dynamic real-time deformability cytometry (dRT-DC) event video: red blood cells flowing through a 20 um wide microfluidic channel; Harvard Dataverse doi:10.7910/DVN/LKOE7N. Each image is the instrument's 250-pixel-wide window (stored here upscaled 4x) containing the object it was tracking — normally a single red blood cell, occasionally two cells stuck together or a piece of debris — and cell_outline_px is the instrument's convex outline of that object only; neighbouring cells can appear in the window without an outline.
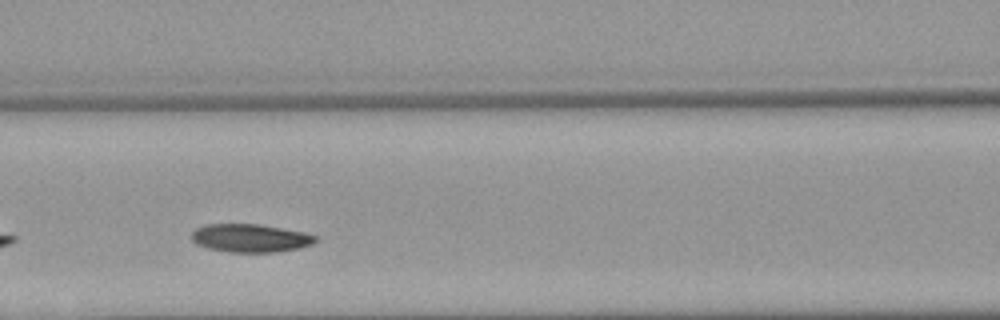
{"species": "Egyptian fruit bat (a non-hibernating species)", "species_latin": "Rousettus aegyptiacus", "temperature_condition": "warm", "stored_images_in_passage": 6, "camera_frame_rate_fps": 3000, "um_per_image_px": 0.085, "animal": {"sex": "female"}, "frame": {"image": 1, "passage_image": 4, "time_ms": 3.667, "image_size_px": [1000, 320], "cell_outline_px": [[316, 240], [312, 244], [300, 248], [276, 252], [228, 252], [208, 248], [196, 244], [192, 240], [192, 232], [196, 228], [204, 224], [260, 224], [304, 232], [316, 236]], "centroid_in_image_um": [21.26, 20.23], "position_along_channel_um": 145.3, "area_um2": 20.4}}
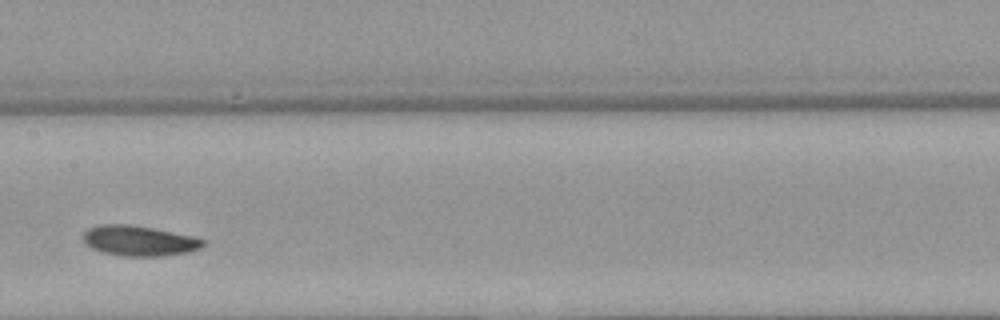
{"frame": {"image": 2, "passage_image": 5, "time_ms": 5.0, "image_size_px": [1000, 320], "cell_outline_px": [[204, 244], [200, 248], [188, 252], [160, 256], [120, 256], [104, 252], [92, 248], [84, 244], [84, 232], [88, 228], [100, 224], [132, 224], [192, 236], [204, 240]], "centroid_in_image_um": [11.79, 20.46], "position_along_channel_um": 195.6, "area_um2": 21.04}}
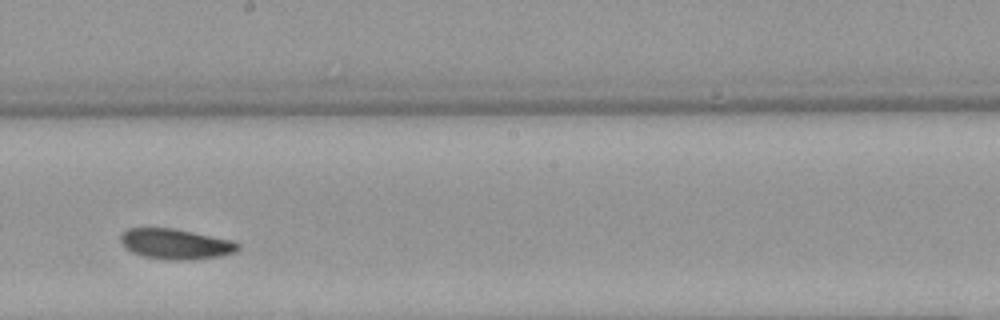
{"frame": {"image": 3, "passage_image": 6, "time_ms": 6.0, "image_size_px": [1000, 320], "cell_outline_px": [[240, 248], [236, 252], [220, 256], [192, 260], [168, 260], [144, 256], [132, 252], [124, 248], [120, 244], [120, 236], [128, 228], [172, 228], [236, 240], [240, 244]], "centroid_in_image_um": [14.96, 20.74], "position_along_channel_um": 233.2, "area_um2": 21.1}}